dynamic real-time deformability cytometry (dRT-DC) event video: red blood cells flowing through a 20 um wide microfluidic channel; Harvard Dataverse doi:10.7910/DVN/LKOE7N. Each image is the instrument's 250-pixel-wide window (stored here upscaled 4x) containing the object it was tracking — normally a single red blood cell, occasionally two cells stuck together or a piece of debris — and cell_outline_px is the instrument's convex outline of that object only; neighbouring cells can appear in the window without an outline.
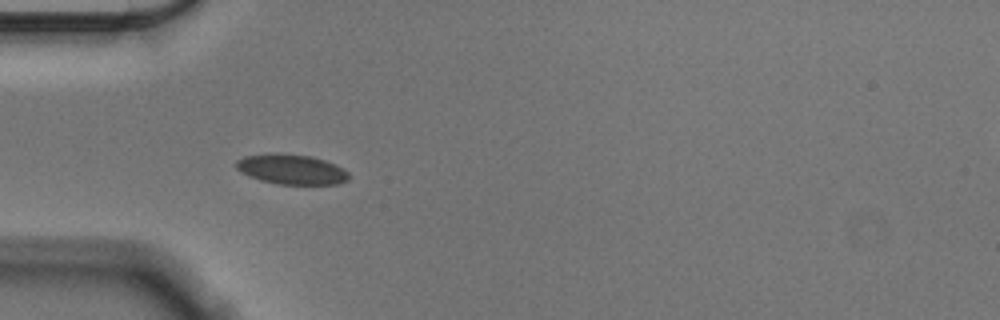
{"species": "Egyptian fruit bat (a non-hibernating species)", "species_latin": "Rousettus aegyptiacus", "temperature_condition": "cold", "stored_images_in_passage": 40, "camera_frame_rate_fps": 3000, "um_per_image_px": 0.085, "animal": {"sex": "male"}, "frame": {"image": 1, "passage_image": 1, "time_ms": 0.0, "image_size_px": [1000, 320], "cell_outline_px": [[348, 180], [336, 184], [280, 184], [260, 180], [248, 176], [240, 172], [236, 168], [236, 160], [244, 156], [312, 156], [336, 164], [344, 168], [348, 172]], "centroid_in_image_um": [24.82, 14.44], "position_along_channel_um": 60.2, "area_um2": 18.9}}
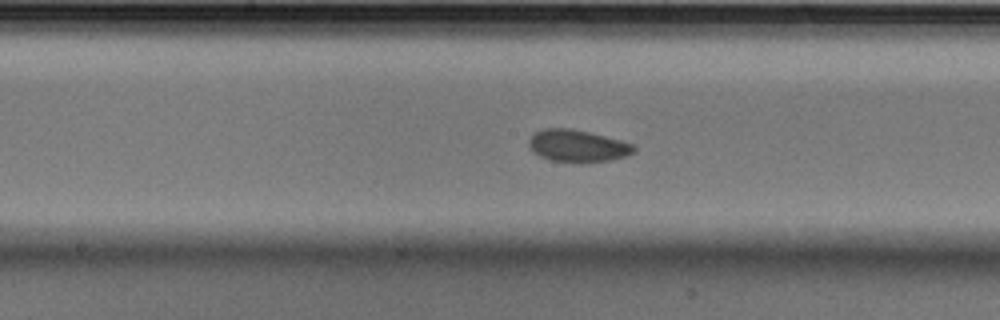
{"frame": {"image": 2, "passage_image": 13, "time_ms": 4.0, "image_size_px": [1000, 320], "cell_outline_px": [[636, 152], [628, 156], [608, 160], [580, 164], [548, 160], [532, 152], [528, 144], [528, 140], [536, 132], [544, 128], [572, 128], [636, 144]], "centroid_in_image_um": [49.11, 12.42], "position_along_channel_um": 199.1, "area_um2": 20.11}}
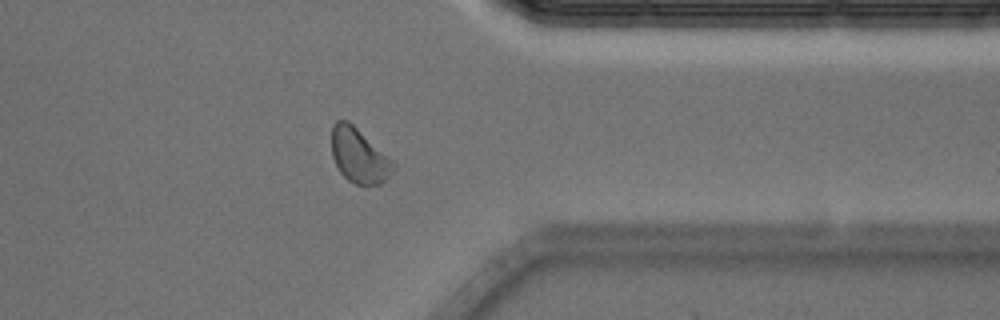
{"frame": {"image": 3, "passage_image": 29, "time_ms": 9.333, "image_size_px": [1000, 320], "cell_outline_px": [[396, 168], [380, 184], [356, 184], [348, 180], [340, 172], [332, 156], [332, 124], [336, 120], [348, 120], [392, 160], [396, 164]], "centroid_in_image_um": [30.5, 13.22], "position_along_channel_um": 380.9, "area_um2": 19.31}}